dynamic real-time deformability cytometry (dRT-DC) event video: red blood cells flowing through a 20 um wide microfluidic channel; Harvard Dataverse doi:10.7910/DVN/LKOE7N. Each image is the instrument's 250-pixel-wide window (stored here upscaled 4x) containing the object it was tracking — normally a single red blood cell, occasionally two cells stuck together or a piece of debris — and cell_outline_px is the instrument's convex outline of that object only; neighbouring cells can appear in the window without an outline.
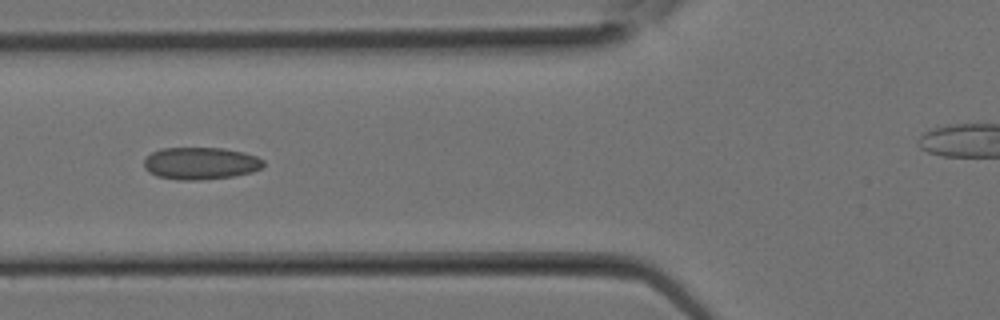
{"species": "Egyptian fruit bat (a non-hibernating species)", "species_latin": "Rousettus aegyptiacus", "temperature_condition": "room temperature", "stored_images_in_passage": 13, "camera_frame_rate_fps": 3000, "um_per_image_px": 0.085, "animal": {"sex": "female"}, "frame": {"image": 1, "passage_image": 10, "time_ms": 3.0, "image_size_px": [1000, 320], "cell_outline_px": [[264, 164], [260, 168], [252, 172], [232, 176], [200, 180], [180, 180], [156, 176], [148, 172], [144, 168], [144, 160], [152, 152], [160, 148], [224, 148], [244, 152], [256, 156], [264, 160]], "centroid_in_image_um": [17.03, 13.88], "position_along_channel_um": 108.8, "area_um2": 22.48}}
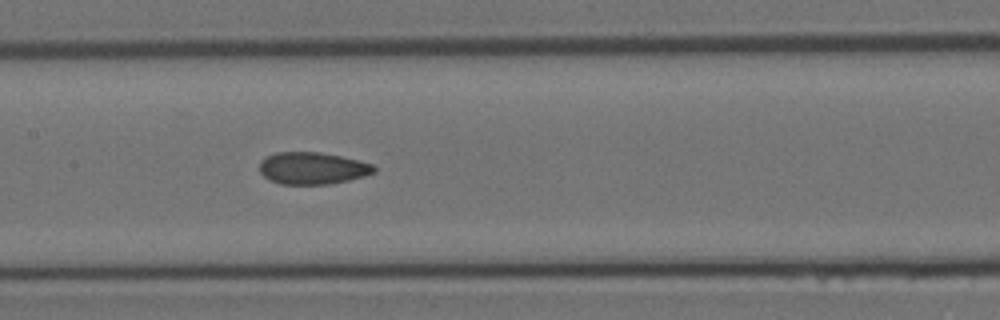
{"frame": {"image": 2, "passage_image": 13, "time_ms": 4.0, "image_size_px": [1000, 320], "cell_outline_px": [[376, 172], [364, 176], [348, 180], [328, 184], [280, 184], [264, 176], [260, 172], [260, 160], [264, 156], [276, 152], [320, 152], [360, 160], [372, 164], [376, 168]], "centroid_in_image_um": [26.56, 14.29], "position_along_channel_um": 180.8, "area_um2": 21.44}}